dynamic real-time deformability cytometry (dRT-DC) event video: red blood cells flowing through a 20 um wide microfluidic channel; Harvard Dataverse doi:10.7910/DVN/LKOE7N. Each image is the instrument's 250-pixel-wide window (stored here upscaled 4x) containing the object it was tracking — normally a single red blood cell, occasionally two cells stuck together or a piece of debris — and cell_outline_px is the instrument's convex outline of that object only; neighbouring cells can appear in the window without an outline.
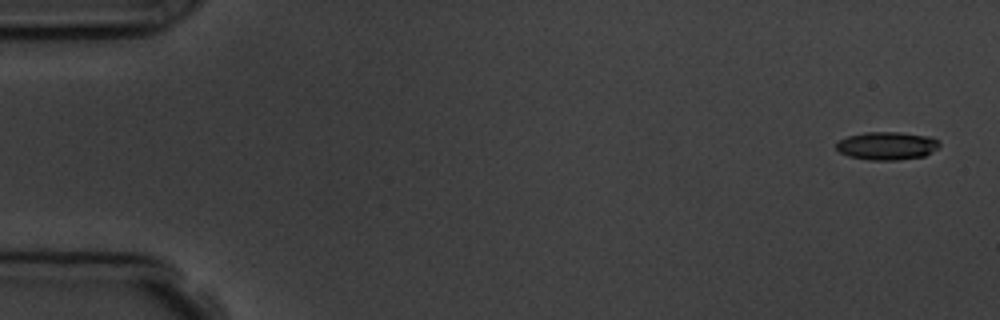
{"species": "common noctule bat (a hibernating species)", "species_latin": "Nyctalus noctula", "temperature_condition": "room temperature", "stored_images_in_passage": 6, "segment_of_instrument_passage": [1, 2], "camera_frame_rate_fps": 3000, "um_per_image_px": 0.085, "animal": {"sex": "male", "body_mass_g": 19.5, "forearm_length_mm": 54.6}, "frame": {"image": 1, "passage_image": 1, "time_ms": 0.0, "image_size_px": [1000, 320], "cell_outline_px": [[940, 144], [936, 148], [924, 156], [896, 160], [868, 160], [848, 156], [840, 152], [836, 148], [836, 144], [840, 140], [848, 136], [864, 132], [900, 132], [928, 136], [940, 140]], "centroid_in_image_um": [75.38, 12.39], "position_along_channel_um": 9.6, "area_um2": 16.82}}